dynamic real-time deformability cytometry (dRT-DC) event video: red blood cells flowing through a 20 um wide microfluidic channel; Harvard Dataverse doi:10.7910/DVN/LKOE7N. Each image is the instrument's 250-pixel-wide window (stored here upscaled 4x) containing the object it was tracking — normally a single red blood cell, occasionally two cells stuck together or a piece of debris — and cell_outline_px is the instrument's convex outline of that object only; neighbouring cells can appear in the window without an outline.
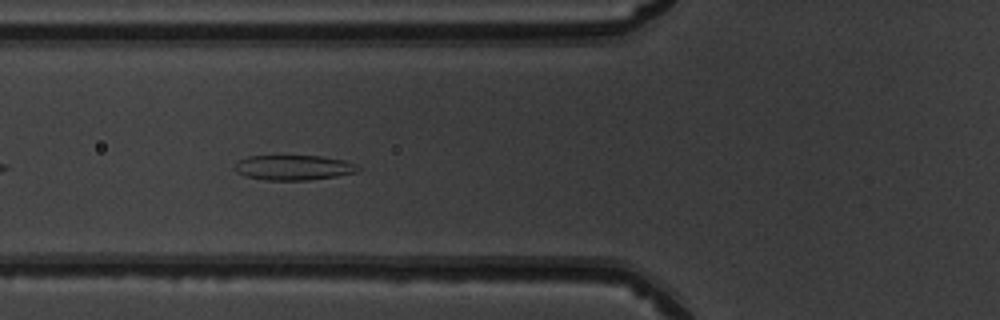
{"species": "common noctule bat (a hibernating species)", "species_latin": "Nyctalus noctula", "temperature_condition": "warm", "stored_images_in_passage": 8, "camera_frame_rate_fps": 3000, "um_per_image_px": 0.085, "animal": {"sex": "male", "body_mass_g": 19.5, "forearm_length_mm": 54.6}, "frame": {"image": 1, "passage_image": 5, "time_ms": 1.333, "image_size_px": [1000, 320], "cell_outline_px": [[360, 168], [356, 172], [336, 176], [308, 180], [268, 180], [244, 176], [236, 172], [232, 168], [232, 164], [248, 156], [324, 156], [344, 160], [356, 164]], "centroid_in_image_um": [24.91, 14.24], "position_along_channel_um": 100.9, "area_um2": 18.09}}